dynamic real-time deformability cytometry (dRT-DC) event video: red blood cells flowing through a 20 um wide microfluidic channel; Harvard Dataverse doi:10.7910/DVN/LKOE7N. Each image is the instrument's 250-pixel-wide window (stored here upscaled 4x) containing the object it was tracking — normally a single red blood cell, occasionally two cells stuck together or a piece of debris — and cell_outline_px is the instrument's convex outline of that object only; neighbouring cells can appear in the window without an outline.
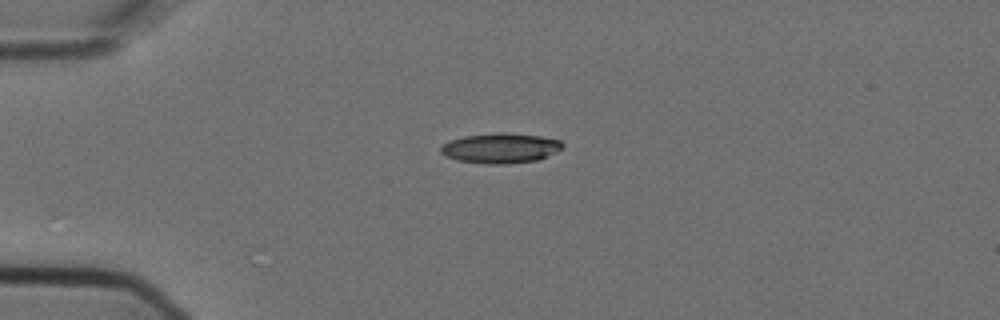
{"species": "Egyptian fruit bat (a non-hibernating species)", "species_latin": "Rousettus aegyptiacus", "temperature_condition": "cold", "stored_images_in_passage": 6, "camera_frame_rate_fps": 3000, "um_per_image_px": 0.085, "animal": {"sex": "female"}, "frame": {"image": 1, "passage_image": 1, "time_ms": 0.0, "image_size_px": [1000, 320], "cell_outline_px": [[564, 148], [536, 160], [508, 164], [484, 164], [456, 160], [444, 156], [440, 152], [440, 148], [448, 140], [464, 136], [496, 132], [504, 132], [540, 136], [560, 140], [564, 144]], "centroid_in_image_um": [42.51, 12.59], "position_along_channel_um": 42.5, "area_um2": 21.5}}
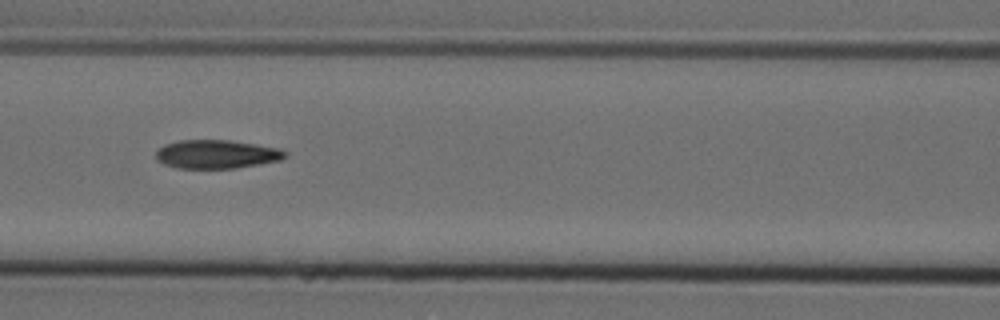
{"frame": {"image": 2, "passage_image": 4, "time_ms": 1.0, "image_size_px": [1000, 320], "cell_outline_px": [[288, 156], [280, 160], [260, 164], [236, 168], [176, 168], [164, 164], [156, 160], [156, 152], [164, 144], [180, 140], [228, 140], [256, 144], [280, 148], [288, 152]], "centroid_in_image_um": [18.43, 13.11], "position_along_channel_um": 148.2, "area_um2": 21.68}}
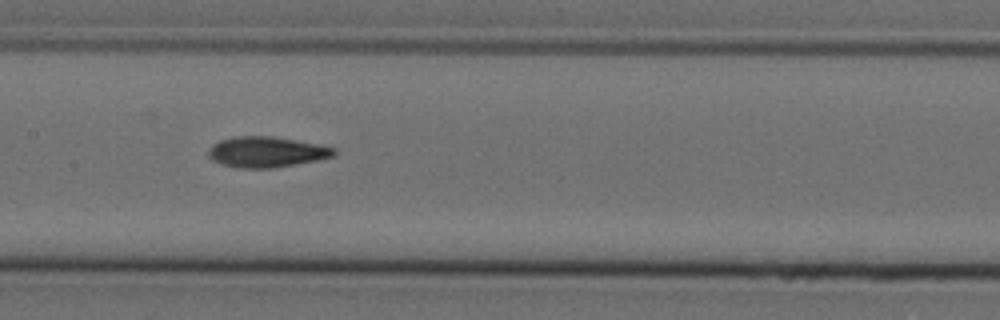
{"frame": {"image": 3, "passage_image": 5, "time_ms": 1.333, "image_size_px": [1000, 320], "cell_outline_px": [[336, 152], [332, 156], [316, 160], [272, 168], [240, 168], [220, 164], [212, 160], [208, 156], [208, 148], [212, 144], [220, 140], [236, 136], [272, 136], [320, 144], [336, 148]], "centroid_in_image_um": [22.61, 12.91], "position_along_channel_um": 184.8, "area_um2": 22.43}}